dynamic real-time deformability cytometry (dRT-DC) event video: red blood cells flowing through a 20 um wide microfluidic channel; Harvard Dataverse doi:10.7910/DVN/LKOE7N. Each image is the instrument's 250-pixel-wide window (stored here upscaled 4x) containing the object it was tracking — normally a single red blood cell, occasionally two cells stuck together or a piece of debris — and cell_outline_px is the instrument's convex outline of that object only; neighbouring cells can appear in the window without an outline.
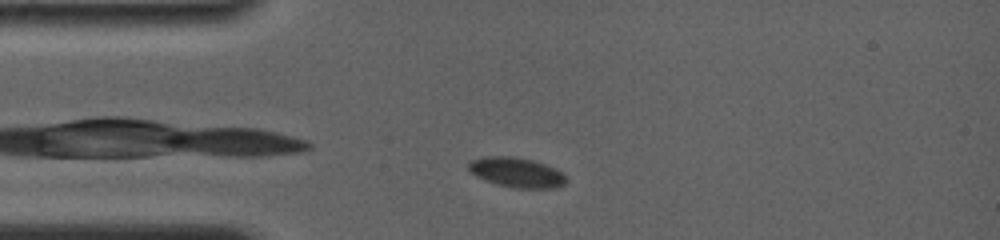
{"species": "common noctule bat (a hibernating species)", "species_latin": "Nyctalus noctula", "temperature_condition": "room temperature", "stored_images_in_passage": 10, "camera_frame_rate_fps": 4000, "um_per_image_px": 0.085, "animal": {"sex": "female", "body_mass_g": 19.0, "forearm_length_mm": 56.7}, "frame": {"image": 1, "passage_image": 3, "time_ms": 1.0, "image_size_px": [1000, 240], "cell_outline_px": [[568, 180], [564, 184], [552, 188], [512, 188], [496, 184], [476, 176], [468, 168], [468, 164], [472, 160], [484, 156], [512, 156], [532, 160], [556, 168], [564, 172]], "centroid_in_image_um": [43.94, 14.65], "position_along_channel_um": 41.1, "area_um2": 17.05}}
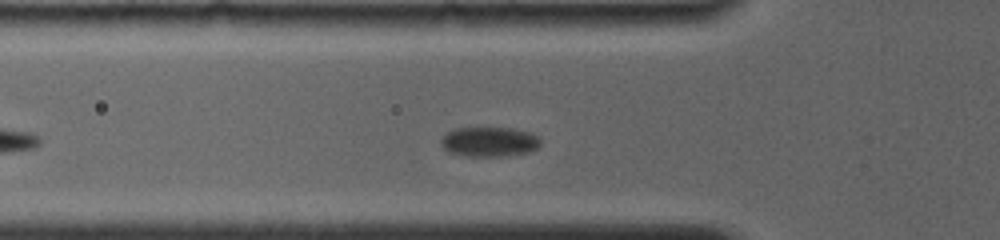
{"frame": {"image": 2, "passage_image": 7, "time_ms": 2.75, "image_size_px": [1000, 240], "cell_outline_px": [[540, 144], [536, 148], [528, 152], [508, 156], [468, 156], [448, 152], [440, 144], [440, 140], [448, 132], [456, 128], [512, 128], [528, 132], [540, 136]], "centroid_in_image_um": [41.6, 12.05], "position_along_channel_um": 84.2, "area_um2": 17.22}}
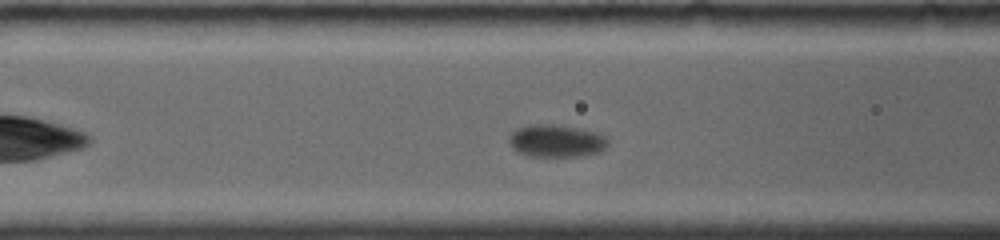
{"frame": {"image": 3, "passage_image": 9, "time_ms": 3.75, "image_size_px": [1000, 240], "cell_outline_px": [[608, 144], [600, 152], [580, 156], [528, 156], [512, 148], [508, 140], [508, 136], [516, 128], [536, 124], [548, 124], [576, 128], [592, 132], [604, 136], [608, 140]], "centroid_in_image_um": [47.24, 11.98], "position_along_channel_um": 119.4, "area_um2": 18.44}}